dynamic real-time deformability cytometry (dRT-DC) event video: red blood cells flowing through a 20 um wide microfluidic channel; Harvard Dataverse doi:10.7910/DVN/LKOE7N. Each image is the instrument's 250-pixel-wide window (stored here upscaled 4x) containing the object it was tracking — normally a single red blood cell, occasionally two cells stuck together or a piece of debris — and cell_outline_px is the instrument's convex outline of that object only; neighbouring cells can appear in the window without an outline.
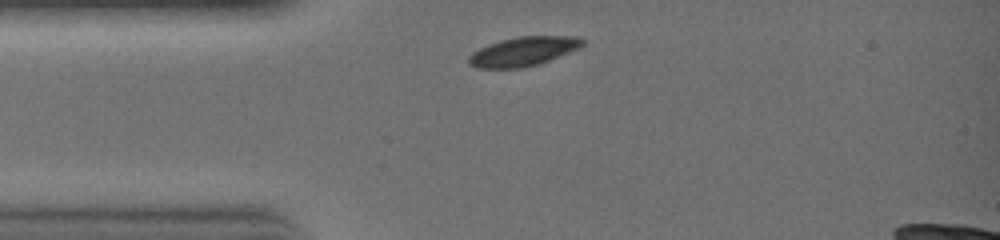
{"species": "common noctule bat (a hibernating species)", "species_latin": "Nyctalus noctula", "temperature_condition": "warm", "stored_images_in_passage": 21, "camera_frame_rate_fps": 3000, "um_per_image_px": 0.085, "animal": {"sex": "female", "body_mass_g": 19.0, "forearm_length_mm": 51.5}, "frame": {"image": 1, "passage_image": 1, "time_ms": 0.0, "image_size_px": [1000, 240], "cell_outline_px": [[584, 44], [580, 48], [540, 64], [524, 68], [476, 68], [468, 64], [468, 56], [472, 52], [488, 44], [500, 40], [520, 36], [580, 36], [584, 40]], "centroid_in_image_um": [44.49, 4.37], "position_along_channel_um": 40.5, "area_um2": 19.59}}
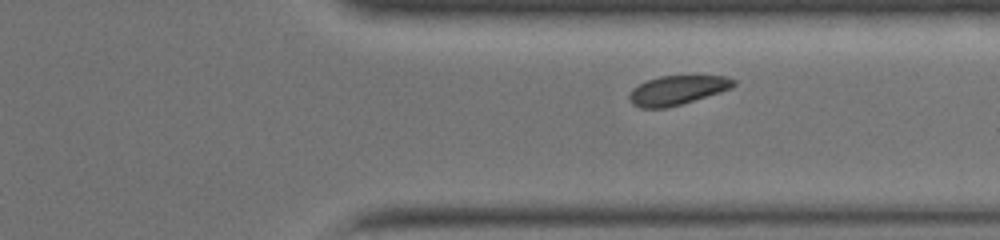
{"frame": {"image": 2, "passage_image": 17, "time_ms": 5.333, "image_size_px": [1000, 240], "cell_outline_px": [[736, 84], [732, 88], [720, 92], [668, 108], [640, 108], [632, 104], [628, 96], [632, 88], [648, 80], [660, 76], [728, 76], [736, 80]], "centroid_in_image_um": [57.57, 7.67], "position_along_channel_um": 353.8, "area_um2": 17.74}}
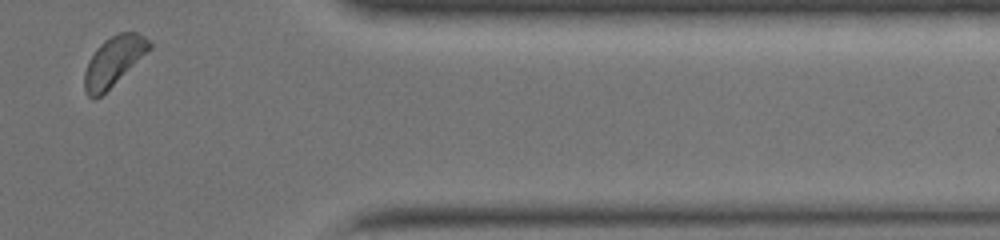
{"frame": {"image": 3, "passage_image": 20, "time_ms": 6.333, "image_size_px": [1000, 240], "cell_outline_px": [[152, 48], [100, 96], [92, 100], [88, 96], [84, 88], [84, 72], [88, 60], [96, 48], [104, 40], [120, 32], [136, 32], [144, 36], [152, 44]], "centroid_in_image_um": [9.64, 5.2], "position_along_channel_um": 401.8, "area_um2": 18.5}}